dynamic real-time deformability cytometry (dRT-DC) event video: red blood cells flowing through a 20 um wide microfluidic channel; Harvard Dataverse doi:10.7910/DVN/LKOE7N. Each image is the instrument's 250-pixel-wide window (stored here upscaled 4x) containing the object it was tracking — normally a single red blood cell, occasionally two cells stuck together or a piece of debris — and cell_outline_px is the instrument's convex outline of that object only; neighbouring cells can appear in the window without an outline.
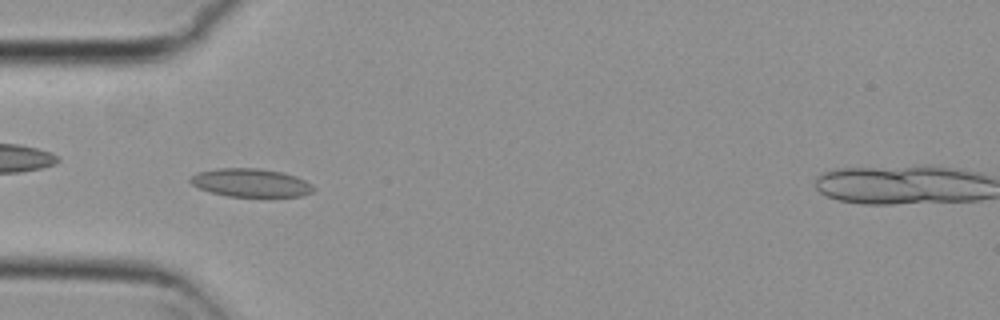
{"species": "common noctule bat (a hibernating species)", "species_latin": "Nyctalus noctula", "temperature_condition": "cold", "stored_images_in_passage": 55, "camera_frame_rate_fps": 3000, "um_per_image_px": 0.085, "animal": {"sex": "female", "body_mass_g": 29.2, "forearm_length_mm": 56.3}, "frame": {"image": 1, "passage_image": 17, "time_ms": 5.333, "image_size_px": [1000, 320], "cell_outline_px": [[316, 188], [312, 192], [300, 196], [228, 196], [212, 192], [200, 188], [192, 184], [188, 180], [196, 172], [216, 168], [260, 168], [284, 172], [296, 176], [312, 184]], "centroid_in_image_um": [21.33, 15.52], "position_along_channel_um": 63.7, "area_um2": 20.29}}
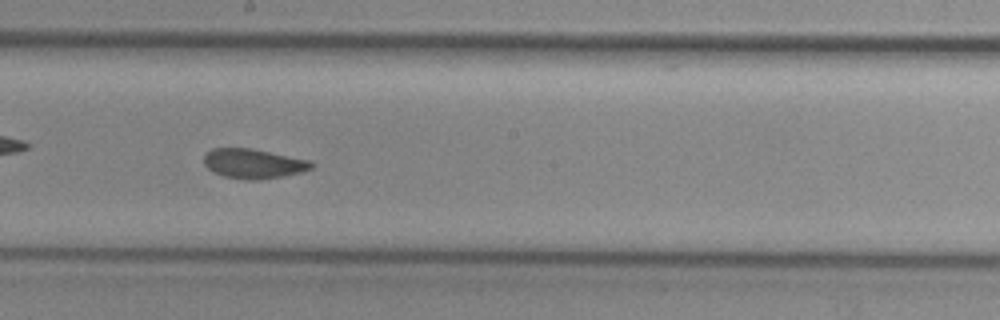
{"frame": {"image": 2, "passage_image": 30, "time_ms": 9.667, "image_size_px": [1000, 320], "cell_outline_px": [[316, 164], [312, 168], [300, 172], [284, 176], [260, 180], [244, 180], [224, 176], [212, 172], [204, 164], [204, 156], [212, 148], [252, 148], [312, 160]], "centroid_in_image_um": [21.58, 13.91], "position_along_channel_um": 226.6, "area_um2": 18.84}}
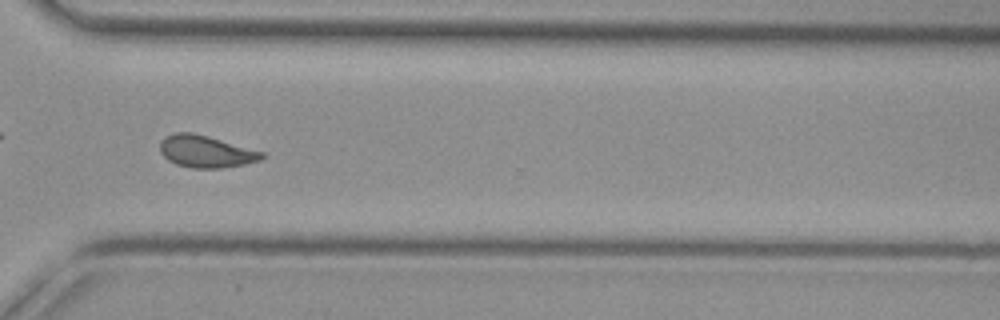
{"frame": {"image": 3, "passage_image": 40, "time_ms": 13.0, "image_size_px": [1000, 320], "cell_outline_px": [[264, 156], [260, 160], [244, 164], [220, 168], [192, 168], [176, 164], [168, 160], [160, 152], [160, 140], [164, 136], [172, 132], [192, 132], [208, 136], [264, 152]], "centroid_in_image_um": [17.45, 12.86], "position_along_channel_um": 353.1, "area_um2": 19.07}, "authors_computed_cell_mechanics": {"area_um2": 19.1318, "velocity_mm_per_s": 3.7887, "shape_relaxation_time_tau1_ms": null, "shape_relaxation_time_tau2_ms": 1.8467, "deformation_change_tau1": null, "deformation_change_tau2": 0.0725}}